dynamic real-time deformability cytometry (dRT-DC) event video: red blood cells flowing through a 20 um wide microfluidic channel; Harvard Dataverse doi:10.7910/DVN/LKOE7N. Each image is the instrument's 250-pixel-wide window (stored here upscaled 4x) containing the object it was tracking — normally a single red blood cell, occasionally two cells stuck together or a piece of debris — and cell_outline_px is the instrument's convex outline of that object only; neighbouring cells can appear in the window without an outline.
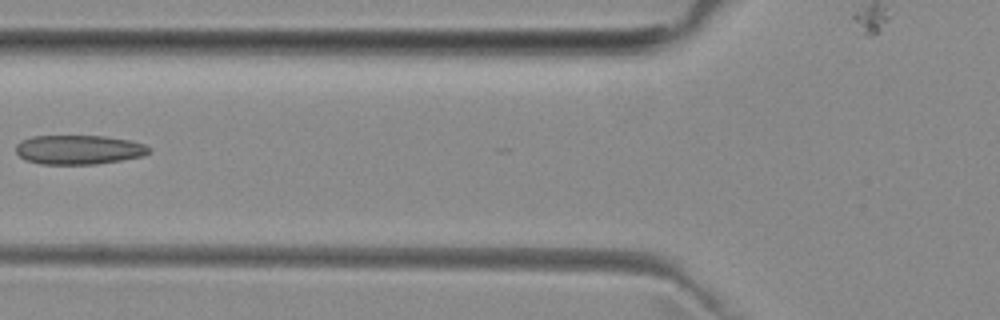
{"species": "common noctule bat (a hibernating species)", "species_latin": "Nyctalus noctula", "temperature_condition": "room temperature", "stored_images_in_passage": 4, "camera_frame_rate_fps": 3000, "um_per_image_px": 0.085, "animal": {"sex": "female", "body_mass_g": 29.2, "forearm_length_mm": 56.3}, "frame": {"image": 1, "passage_image": 4, "time_ms": 3.333, "image_size_px": [1000, 320], "cell_outline_px": [[152, 152], [144, 156], [96, 164], [40, 164], [24, 160], [16, 152], [16, 144], [20, 140], [32, 136], [104, 136], [128, 140], [144, 144], [152, 148]], "centroid_in_image_um": [6.69, 12.72], "position_along_channel_um": 119.1, "area_um2": 22.89}}